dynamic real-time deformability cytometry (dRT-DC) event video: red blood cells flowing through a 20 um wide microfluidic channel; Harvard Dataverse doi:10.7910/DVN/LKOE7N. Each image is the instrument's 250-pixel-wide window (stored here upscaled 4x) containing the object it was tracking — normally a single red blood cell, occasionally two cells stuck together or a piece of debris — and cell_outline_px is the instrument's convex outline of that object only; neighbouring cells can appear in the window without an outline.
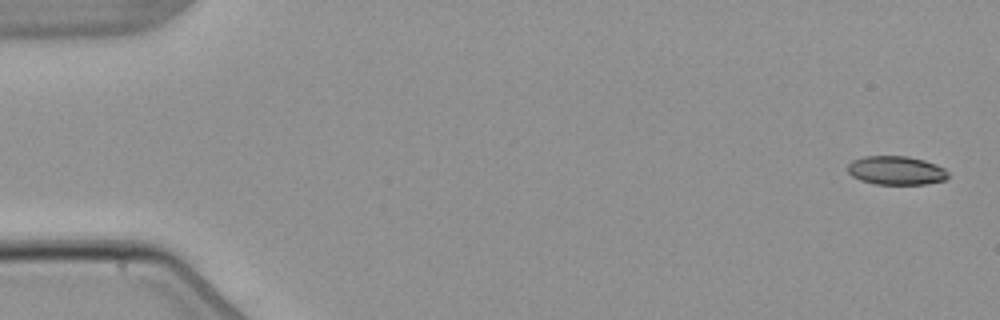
{"species": "common noctule bat (a hibernating species)", "species_latin": "Nyctalus noctula", "temperature_condition": "warm", "stored_images_in_passage": 3, "camera_frame_rate_fps": 3000, "um_per_image_px": 0.085, "animal": {"sex": "male", "body_mass_g": 21.5, "forearm_length_mm": 52.0}, "frame": {"image": 1, "passage_image": 1, "time_ms": 0.0, "image_size_px": [1000, 320], "cell_outline_px": [[948, 176], [944, 180], [924, 184], [876, 184], [860, 180], [852, 176], [848, 172], [848, 164], [852, 160], [864, 156], [908, 156], [924, 160], [936, 164], [944, 168], [948, 172]], "centroid_in_image_um": [76.16, 14.48], "position_along_channel_um": 8.8, "area_um2": 16.82}}